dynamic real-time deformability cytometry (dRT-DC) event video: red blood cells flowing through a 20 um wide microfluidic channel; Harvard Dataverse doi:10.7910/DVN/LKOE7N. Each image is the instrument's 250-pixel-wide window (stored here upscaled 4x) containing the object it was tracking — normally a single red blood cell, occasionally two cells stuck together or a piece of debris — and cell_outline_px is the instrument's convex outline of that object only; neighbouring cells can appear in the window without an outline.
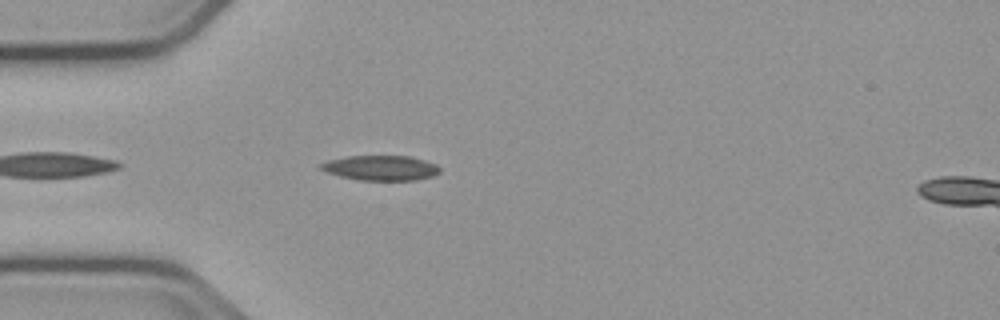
{"species": "common noctule bat (a hibernating species)", "species_latin": "Nyctalus noctula", "temperature_condition": "cold", "stored_images_in_passage": 8, "camera_frame_rate_fps": 3000, "um_per_image_px": 0.085, "animal": {"sex": "male", "body_mass_g": 23.1, "forearm_length_mm": 52.7}, "frame": {"image": 1, "passage_image": 3, "time_ms": 0.667, "image_size_px": [1000, 320], "cell_outline_px": [[440, 172], [432, 176], [416, 180], [360, 180], [340, 176], [328, 172], [320, 168], [320, 164], [328, 160], [348, 156], [412, 156], [436, 164], [440, 168]], "centroid_in_image_um": [32.39, 14.27], "position_along_channel_um": 52.6, "area_um2": 17.22}}